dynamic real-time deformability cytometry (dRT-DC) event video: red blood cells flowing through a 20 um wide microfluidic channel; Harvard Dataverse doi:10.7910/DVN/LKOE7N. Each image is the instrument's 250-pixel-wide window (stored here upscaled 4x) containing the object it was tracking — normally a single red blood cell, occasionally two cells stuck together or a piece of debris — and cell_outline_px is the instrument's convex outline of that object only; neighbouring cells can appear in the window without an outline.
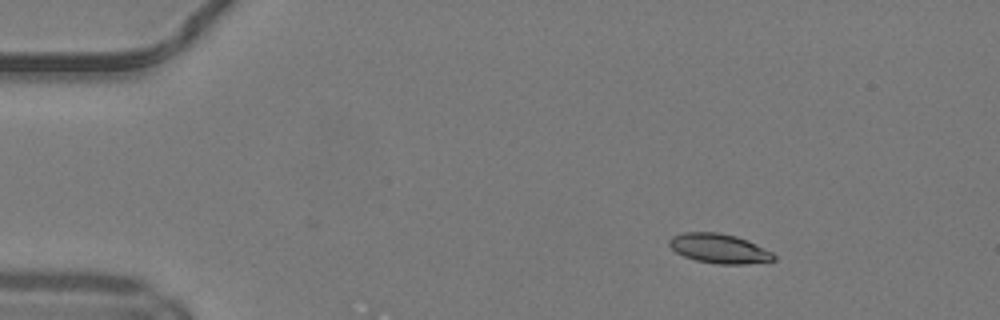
{"species": "common noctule bat (a hibernating species)", "species_latin": "Nyctalus noctula", "temperature_condition": "warm", "stored_images_in_passage": 43, "camera_frame_rate_fps": 3000, "um_per_image_px": 0.085, "animal": {"sex": "male", "body_mass_g": 19.2, "forearm_length_mm": 51.8}, "frame": {"image": 1, "passage_image": 1, "time_ms": 0.0, "image_size_px": [1000, 320], "cell_outline_px": [[776, 260], [744, 264], [716, 264], [696, 260], [684, 256], [676, 252], [668, 244], [668, 240], [672, 236], [684, 232], [716, 232], [736, 236], [748, 240], [772, 252], [776, 256]], "centroid_in_image_um": [61.12, 21.12], "position_along_channel_um": 23.9, "area_um2": 17.98}}
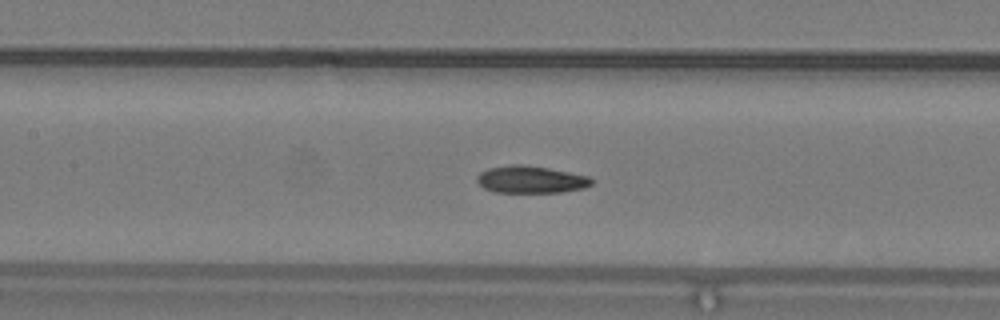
{"frame": {"image": 2, "passage_image": 17, "time_ms": 5.333, "image_size_px": [1000, 320], "cell_outline_px": [[596, 180], [592, 184], [584, 188], [560, 192], [496, 192], [484, 188], [476, 180], [476, 176], [480, 172], [488, 168], [508, 164], [520, 164], [548, 168], [588, 176]], "centroid_in_image_um": [45.11, 15.25], "position_along_channel_um": 162.3, "area_um2": 18.21}}
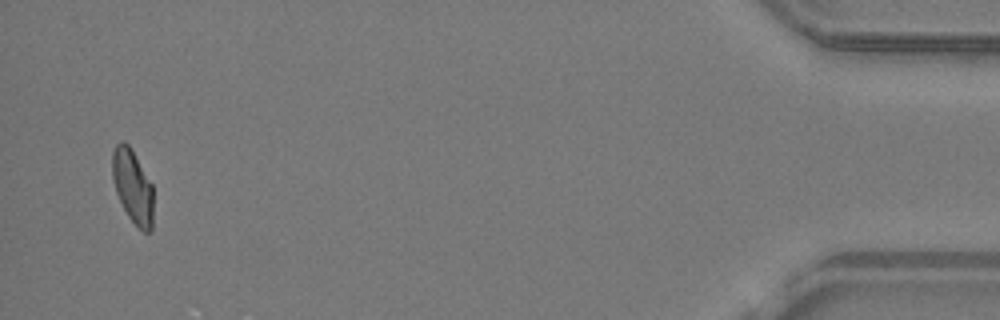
{"frame": {"image": 3, "passage_image": 42, "time_ms": 13.667, "image_size_px": [1000, 320], "cell_outline_px": [[152, 232], [144, 232], [128, 216], [116, 192], [112, 180], [112, 152], [116, 144], [120, 140], [124, 140], [128, 144], [152, 184]], "centroid_in_image_um": [11.26, 15.82], "position_along_channel_um": 423.9, "area_um2": 17.4}, "authors_computed_cell_mechanics": {"area_um2": 18.207, "velocity_mm_per_s": 4.1563, "shape_relaxation_time_tau1_ms": null, "shape_relaxation_time_tau2_ms": 2.0768, "deformation_change_tau1": null, "deformation_change_tau2": 0.0699}}